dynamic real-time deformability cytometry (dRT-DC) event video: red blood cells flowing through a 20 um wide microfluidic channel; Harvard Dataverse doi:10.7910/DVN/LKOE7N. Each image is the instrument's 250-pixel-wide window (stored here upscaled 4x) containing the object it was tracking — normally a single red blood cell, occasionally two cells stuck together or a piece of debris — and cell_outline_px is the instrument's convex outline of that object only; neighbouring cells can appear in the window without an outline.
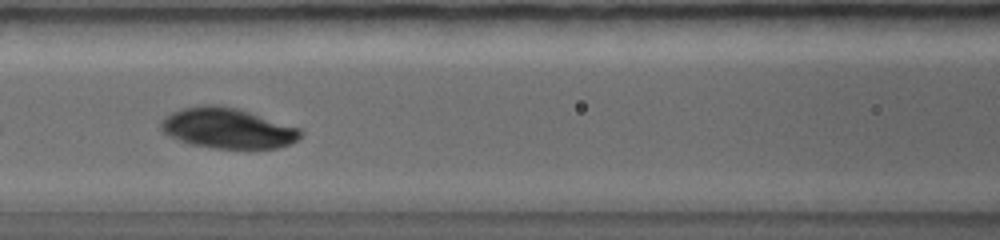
{"species": "common noctule bat (a hibernating species)", "species_latin": "Nyctalus noctula", "temperature_condition": "warm", "stored_images_in_passage": 15, "camera_frame_rate_fps": 5000, "um_per_image_px": 0.085, "animal": {"sex": "female", "body_mass_g": 19.0, "forearm_length_mm": 56.7}, "frame": {"image": 1, "passage_image": 5, "time_ms": 2.0, "image_size_px": [1000, 240], "cell_outline_px": [[304, 132], [296, 140], [288, 144], [276, 148], [212, 148], [192, 144], [180, 140], [164, 132], [160, 128], [160, 124], [164, 116], [180, 108], [196, 104], [220, 104], [236, 108], [300, 128]], "centroid_in_image_um": [19.31, 10.87], "position_along_channel_um": 147.3, "area_um2": 32.77}}